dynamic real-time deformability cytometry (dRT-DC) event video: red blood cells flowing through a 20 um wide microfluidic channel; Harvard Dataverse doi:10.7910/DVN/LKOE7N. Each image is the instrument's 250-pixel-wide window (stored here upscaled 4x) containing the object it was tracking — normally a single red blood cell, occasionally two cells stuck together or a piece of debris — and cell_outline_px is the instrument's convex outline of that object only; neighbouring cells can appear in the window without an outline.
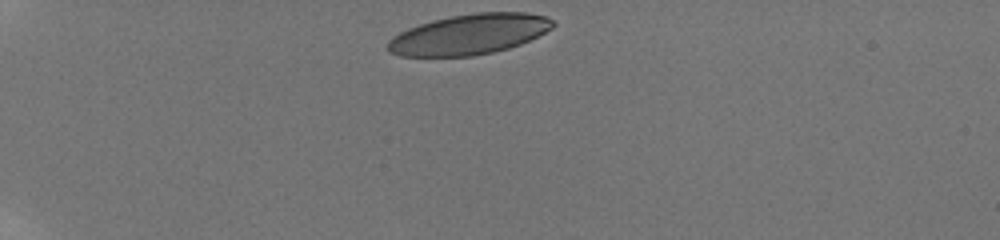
{"species": "human", "species_latin": "Homo sapiens", "temperature_condition": "room temperature", "stored_images_in_passage": 45, "camera_frame_rate_fps": 3000, "um_per_image_px": 0.085, "donor": {"sex": "male"}, "frame": {"image": 1, "passage_image": 1, "time_ms": 0.0, "image_size_px": [1000, 240], "cell_outline_px": [[556, 24], [552, 28], [520, 44], [508, 48], [492, 52], [472, 56], [400, 56], [388, 52], [388, 40], [392, 36], [408, 28], [432, 20], [452, 16], [476, 12], [528, 12], [544, 16], [552, 20]], "centroid_in_image_um": [39.86, 2.91], "position_along_channel_um": 45.1, "area_um2": 38.67}}
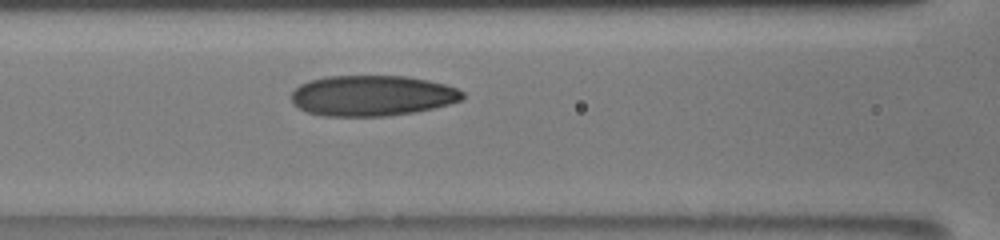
{"frame": {"image": 2, "passage_image": 16, "time_ms": 4.0, "image_size_px": [1000, 240], "cell_outline_px": [[464, 96], [460, 100], [448, 104], [432, 108], [412, 112], [388, 116], [324, 116], [308, 112], [292, 104], [292, 92], [300, 84], [308, 80], [328, 76], [404, 76], [428, 80], [444, 84], [456, 88], [464, 92]], "centroid_in_image_um": [31.6, 8.13], "position_along_channel_um": 135.0, "area_um2": 40.4}}
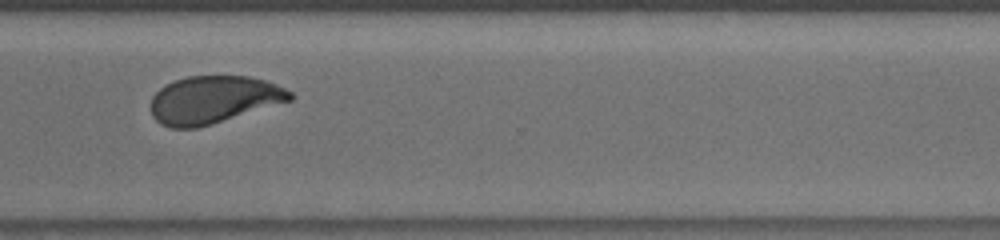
{"frame": {"image": 3, "passage_image": 38, "time_ms": 9.667, "image_size_px": [1000, 240], "cell_outline_px": [[296, 96], [292, 100], [196, 128], [172, 128], [160, 124], [152, 116], [152, 96], [160, 88], [176, 80], [188, 76], [248, 76], [264, 80], [276, 84], [292, 92]], "centroid_in_image_um": [18.16, 8.47], "position_along_channel_um": 352.4, "area_um2": 38.21}, "authors_computed_cell_mechanics": {"area_um2": 39.7664, "velocity_mm_per_s": 3.8453, "shape_relaxation_time_tau1_ms": 4.2524, "shape_relaxation_time_tau2_ms": 1.1841, "deformation_change_tau1": 0.1679, "deformation_change_tau2": 0.0648}}